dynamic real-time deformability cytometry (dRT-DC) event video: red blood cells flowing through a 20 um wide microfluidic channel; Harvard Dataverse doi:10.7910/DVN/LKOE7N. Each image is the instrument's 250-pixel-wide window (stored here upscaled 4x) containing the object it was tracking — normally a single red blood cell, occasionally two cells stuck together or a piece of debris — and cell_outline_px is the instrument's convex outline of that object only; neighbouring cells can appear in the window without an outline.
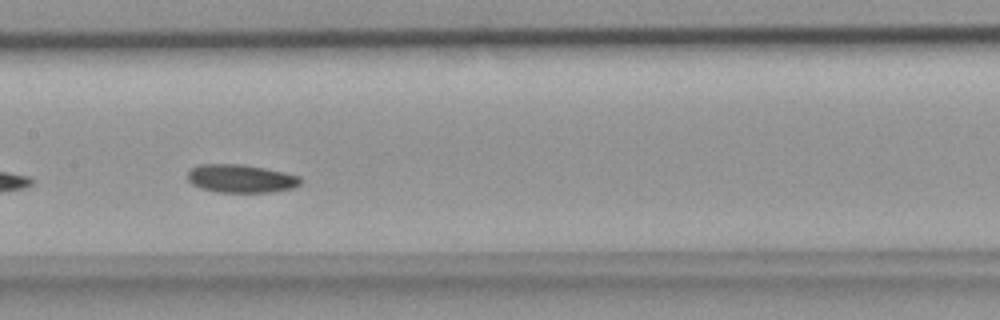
{"species": "common noctule bat (a hibernating species)", "species_latin": "Nyctalus noctula", "temperature_condition": "room temperature", "stored_images_in_passage": 33, "camera_frame_rate_fps": 3000, "um_per_image_px": 0.085, "animal": {"sex": "female", "body_mass_g": 18.4}, "frame": {"image": 1, "passage_image": 18, "time_ms": 5.667, "image_size_px": [1000, 320], "cell_outline_px": [[304, 180], [296, 188], [272, 192], [216, 192], [200, 188], [192, 184], [188, 180], [188, 172], [192, 168], [200, 164], [244, 164], [284, 172], [300, 176]], "centroid_in_image_um": [20.52, 15.18], "position_along_channel_um": 186.9, "area_um2": 18.79}}
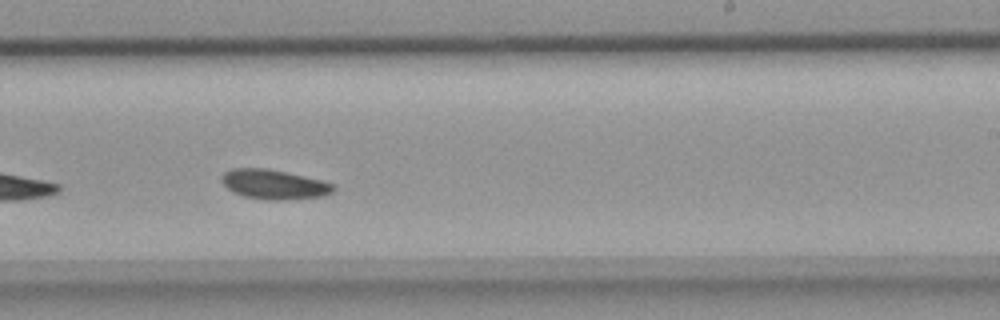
{"frame": {"image": 2, "passage_image": 23, "time_ms": 7.333, "image_size_px": [1000, 320], "cell_outline_px": [[336, 188], [332, 192], [324, 196], [288, 200], [268, 200], [244, 196], [232, 192], [220, 180], [220, 176], [224, 172], [232, 168], [268, 168], [304, 176], [336, 184]], "centroid_in_image_um": [23.29, 15.67], "position_along_channel_um": 265.7, "area_um2": 19.48}}
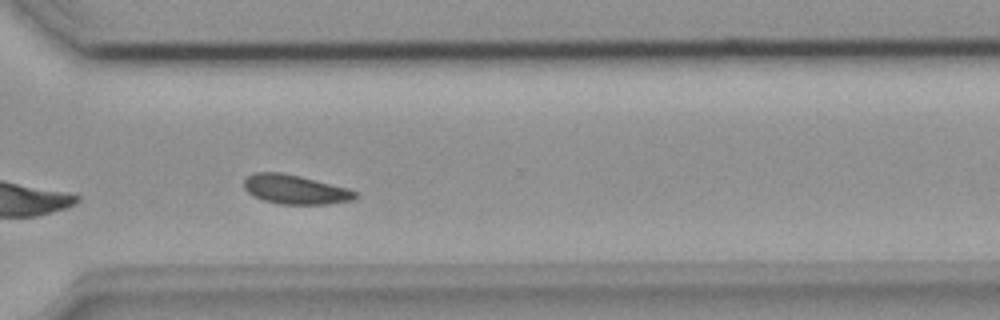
{"frame": {"image": 3, "passage_image": 28, "time_ms": 9.0, "image_size_px": [1000, 320], "cell_outline_px": [[356, 196], [352, 200], [328, 204], [280, 204], [264, 200], [248, 192], [244, 188], [244, 180], [248, 176], [256, 172], [280, 172], [300, 176], [348, 188], [356, 192]], "centroid_in_image_um": [25.09, 16.1], "position_along_channel_um": 345.5, "area_um2": 18.73}}